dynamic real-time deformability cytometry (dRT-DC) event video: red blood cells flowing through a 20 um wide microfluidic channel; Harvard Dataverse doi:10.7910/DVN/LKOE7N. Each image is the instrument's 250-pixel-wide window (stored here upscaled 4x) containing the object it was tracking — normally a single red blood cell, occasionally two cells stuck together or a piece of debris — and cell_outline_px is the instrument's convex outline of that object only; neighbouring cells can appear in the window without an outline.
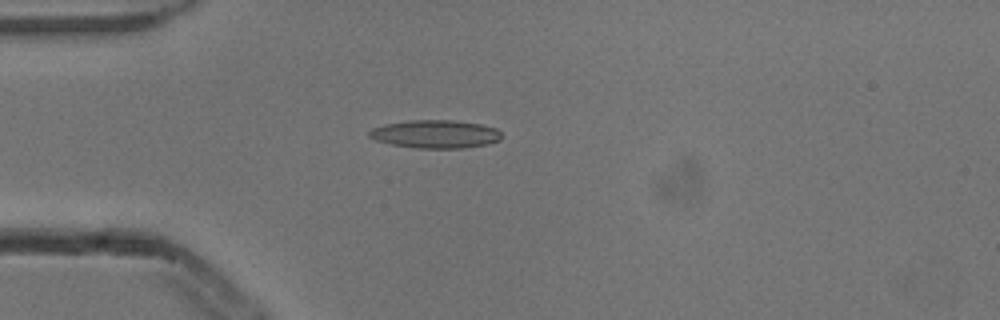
{"species": "common noctule bat (a hibernating species)", "species_latin": "Nyctalus noctula", "temperature_condition": "cold", "stored_images_in_passage": 4, "camera_frame_rate_fps": 3000, "um_per_image_px": 0.085, "animal": {"sex": "male", "body_mass_g": 13.3}, "frame": {"image": 1, "passage_image": 3, "time_ms": 0.667, "image_size_px": [1000, 320], "cell_outline_px": [[500, 140], [488, 144], [464, 148], [416, 148], [392, 144], [376, 140], [368, 136], [368, 132], [372, 128], [384, 124], [408, 120], [452, 120], [480, 124], [496, 128], [500, 132]], "centroid_in_image_um": [36.99, 11.39], "position_along_channel_um": 48.0, "area_um2": 21.68}}